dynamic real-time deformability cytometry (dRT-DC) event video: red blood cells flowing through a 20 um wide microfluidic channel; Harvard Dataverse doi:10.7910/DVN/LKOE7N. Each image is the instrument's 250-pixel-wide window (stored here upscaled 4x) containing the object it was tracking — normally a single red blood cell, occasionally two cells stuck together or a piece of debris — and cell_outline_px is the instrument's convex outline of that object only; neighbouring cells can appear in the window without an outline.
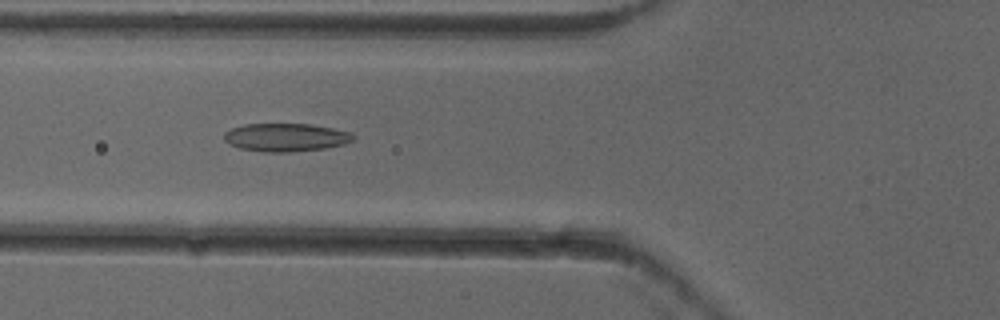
{"species": "common noctule bat (a hibernating species)", "species_latin": "Nyctalus noctula", "temperature_condition": "cold", "stored_images_in_passage": 53, "camera_frame_rate_fps": 3000, "um_per_image_px": 0.085, "animal": {"sex": "female"}, "frame": {"image": 1, "passage_image": 20, "time_ms": 6.333, "image_size_px": [1000, 320], "cell_outline_px": [[356, 136], [352, 140], [344, 144], [328, 148], [288, 152], [264, 152], [240, 148], [228, 144], [224, 140], [224, 132], [232, 128], [244, 124], [312, 124], [352, 132]], "centroid_in_image_um": [24.3, 11.67], "position_along_channel_um": 101.5, "area_um2": 21.33}}
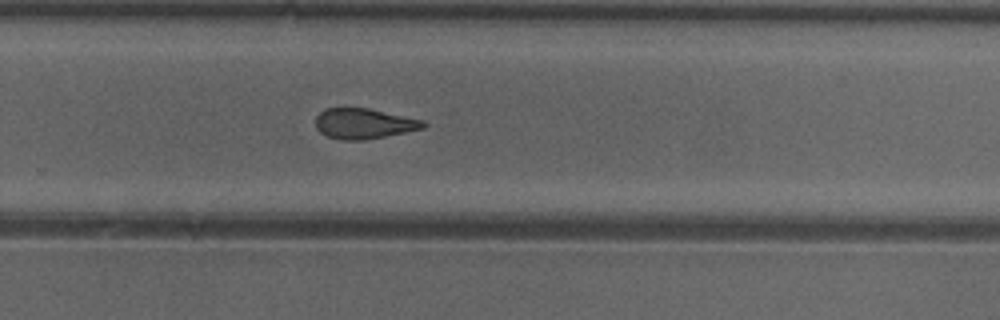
{"frame": {"image": 2, "passage_image": 35, "time_ms": 11.333, "image_size_px": [1000, 320], "cell_outline_px": [[428, 124], [424, 128], [364, 140], [340, 140], [328, 136], [320, 132], [316, 128], [316, 116], [324, 108], [368, 108], [424, 120]], "centroid_in_image_um": [30.92, 10.5], "position_along_channel_um": 298.9, "area_um2": 19.02}}
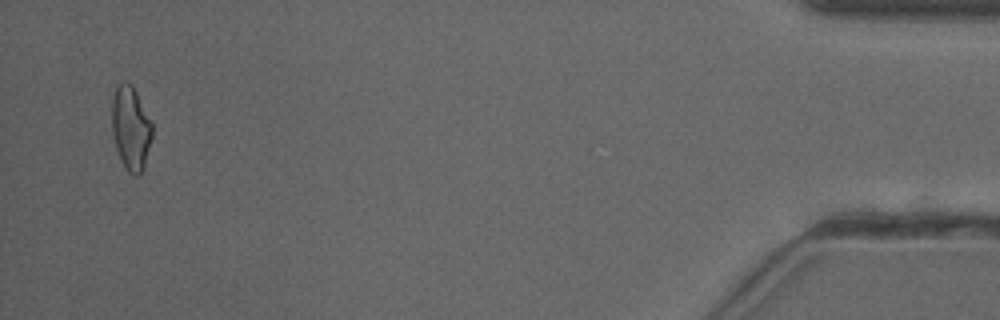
{"frame": {"image": 3, "passage_image": 51, "time_ms": 16.667, "image_size_px": [1000, 320], "cell_outline_px": [[152, 136], [144, 168], [140, 176], [136, 176], [128, 172], [116, 148], [112, 132], [112, 96], [116, 88], [124, 80], [128, 80], [132, 84], [152, 120]], "centroid_in_image_um": [11.13, 10.86], "position_along_channel_um": 424.1, "area_um2": 19.88}, "authors_computed_cell_mechanics": {"area_um2": 20.4034, "velocity_mm_per_s": 3.94, "shape_relaxation_time_tau1_ms": null, "shape_relaxation_time_tau2_ms": 2.7992, "deformation_change_tau1": null, "deformation_change_tau2": 0.108}}